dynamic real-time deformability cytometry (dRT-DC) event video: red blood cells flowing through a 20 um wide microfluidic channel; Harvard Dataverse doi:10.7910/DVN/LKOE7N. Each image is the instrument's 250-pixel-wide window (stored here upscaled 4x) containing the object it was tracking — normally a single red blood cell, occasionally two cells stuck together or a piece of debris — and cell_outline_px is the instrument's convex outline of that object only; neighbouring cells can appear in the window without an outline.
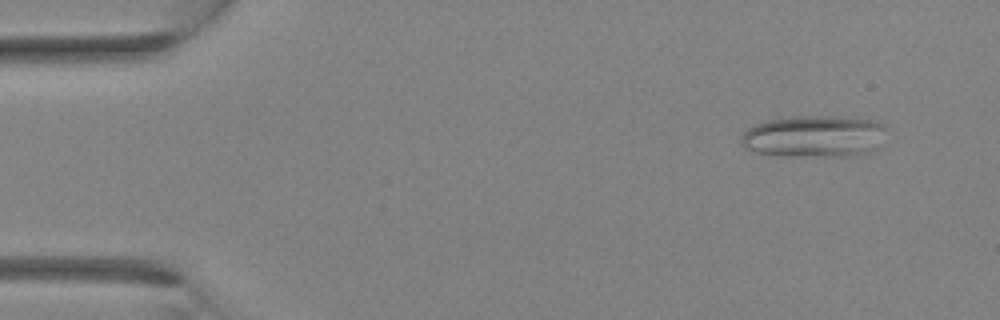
{"species": "Egyptian fruit bat (a non-hibernating species)", "species_latin": "Rousettus aegyptiacus", "temperature_condition": "room temperature", "stored_images_in_passage": 2, "camera_frame_rate_fps": 3000, "um_per_image_px": 0.085, "animal": {"sex": "female"}, "frame": {"image": 1, "passage_image": 1, "time_ms": 0.0, "image_size_px": [1000, 320], "cell_outline_px": [[888, 128], [876, 148], [872, 152], [844, 156], [780, 156], [756, 152], [740, 144], [740, 140], [744, 132], [748, 128], [756, 124], [768, 120], [792, 116], [832, 116], [872, 120], [884, 124]], "centroid_in_image_um": [69.21, 11.59], "position_along_channel_um": 15.8, "area_um2": 35.55}}